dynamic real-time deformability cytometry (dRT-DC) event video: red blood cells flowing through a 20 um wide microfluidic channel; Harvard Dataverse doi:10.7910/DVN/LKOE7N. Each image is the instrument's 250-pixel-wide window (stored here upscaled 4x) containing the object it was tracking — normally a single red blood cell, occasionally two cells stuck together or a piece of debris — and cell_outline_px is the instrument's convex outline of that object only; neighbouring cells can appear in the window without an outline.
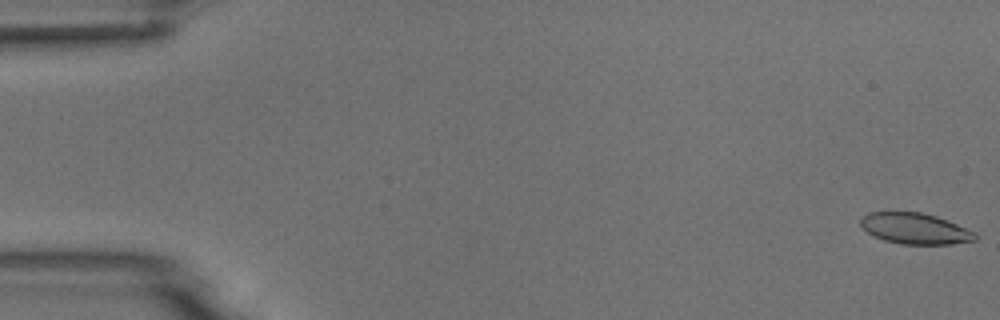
{"species": "common noctule bat (a hibernating species)", "species_latin": "Nyctalus noctula", "temperature_condition": "room temperature", "stored_images_in_passage": 6, "camera_frame_rate_fps": 3000, "um_per_image_px": 0.085, "animal": {"sex": "male", "body_mass_g": 18.8}, "frame": {"image": 1, "passage_image": 1, "time_ms": 0.0, "image_size_px": [1000, 320], "cell_outline_px": [[976, 240], [952, 244], [900, 244], [884, 240], [868, 232], [860, 224], [860, 220], [868, 212], [920, 212], [936, 216], [976, 232]], "centroid_in_image_um": [77.79, 19.43], "position_along_channel_um": 7.2, "area_um2": 20.46}}
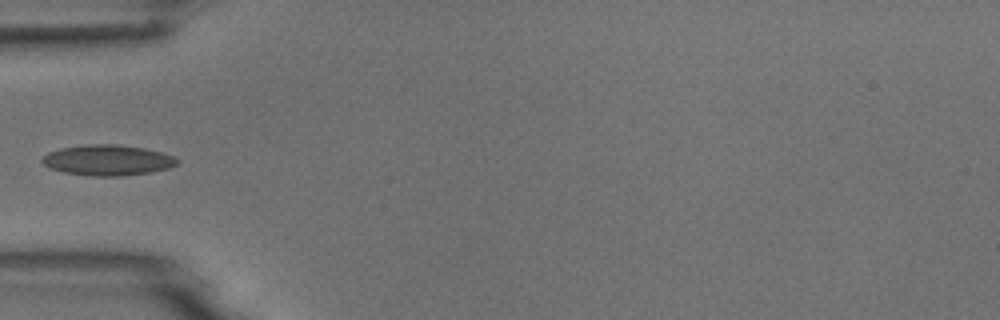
{"frame": {"image": 2, "passage_image": 5, "time_ms": 5.667, "image_size_px": [1000, 320], "cell_outline_px": [[180, 164], [168, 168], [148, 172], [120, 176], [88, 176], [64, 172], [48, 168], [40, 160], [48, 152], [60, 148], [88, 144], [116, 144], [144, 148], [160, 152], [172, 156], [180, 160]], "centroid_in_image_um": [9.13, 13.61], "position_along_channel_um": 75.9, "area_um2": 24.1}}